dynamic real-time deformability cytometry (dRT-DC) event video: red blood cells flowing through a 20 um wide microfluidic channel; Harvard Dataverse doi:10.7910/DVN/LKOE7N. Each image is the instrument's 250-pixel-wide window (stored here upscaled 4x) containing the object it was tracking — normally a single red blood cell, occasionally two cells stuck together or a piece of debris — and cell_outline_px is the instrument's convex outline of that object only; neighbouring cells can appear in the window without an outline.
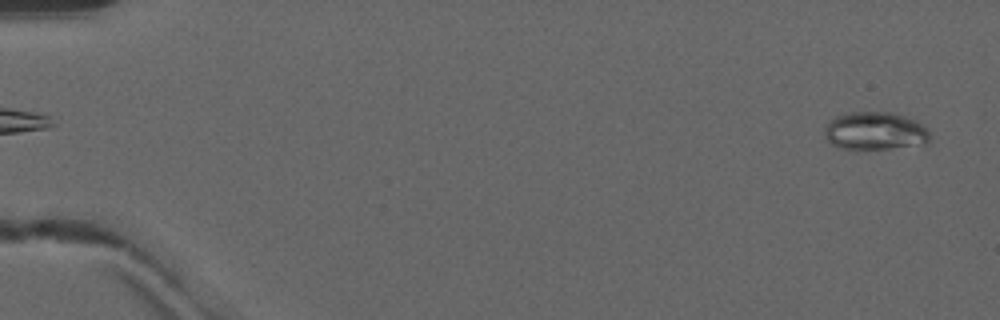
{"species": "common noctule bat (a hibernating species)", "species_latin": "Nyctalus noctula", "temperature_condition": "warm", "stored_images_in_passage": 50, "camera_frame_rate_fps": 3000, "um_per_image_px": 0.085, "animal": {"sex": "male", "forearm_length_mm": 52.5}, "frame": {"image": 1, "passage_image": 2, "time_ms": 0.333, "image_size_px": [1000, 320], "cell_outline_px": [[928, 140], [924, 144], [888, 148], [836, 148], [824, 136], [824, 128], [836, 116], [848, 112], [892, 112], [916, 120], [928, 128]], "centroid_in_image_um": [74.36, 11.12], "position_along_channel_um": 10.6, "area_um2": 23.06}}
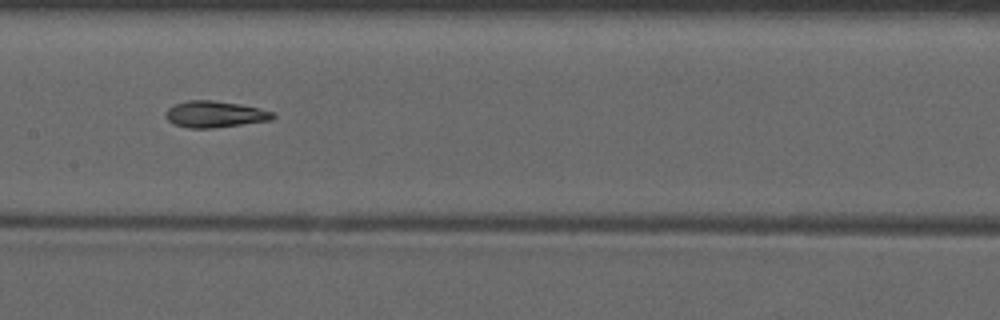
{"frame": {"image": 2, "passage_image": 26, "time_ms": 8.333, "image_size_px": [1000, 320], "cell_outline_px": [[276, 116], [272, 120], [212, 128], [188, 128], [176, 124], [168, 120], [164, 116], [164, 112], [168, 108], [176, 104], [188, 100], [212, 100], [240, 104], [276, 112]], "centroid_in_image_um": [18.28, 9.71], "position_along_channel_um": 189.1, "area_um2": 16.53}}
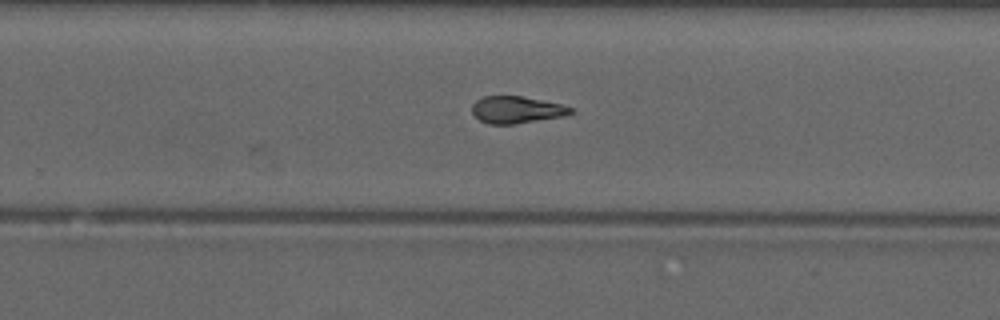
{"frame": {"image": 3, "passage_image": 33, "time_ms": 10.667, "image_size_px": [1000, 320], "cell_outline_px": [[572, 112], [564, 116], [516, 124], [488, 124], [480, 120], [472, 112], [472, 104], [476, 100], [484, 96], [520, 96], [560, 104], [572, 108]], "centroid_in_image_um": [43.87, 9.34], "position_along_channel_um": 285.9, "area_um2": 15.37}, "authors_computed_cell_mechanics": {"area_um2": 16.5308, "velocity_mm_per_s": 4.1659, "shape_relaxation_time_tau1_ms": null, "shape_relaxation_time_tau2_ms": 5.5311, "deformation_change_tau1": null, "deformation_change_tau2": 0.1109}}